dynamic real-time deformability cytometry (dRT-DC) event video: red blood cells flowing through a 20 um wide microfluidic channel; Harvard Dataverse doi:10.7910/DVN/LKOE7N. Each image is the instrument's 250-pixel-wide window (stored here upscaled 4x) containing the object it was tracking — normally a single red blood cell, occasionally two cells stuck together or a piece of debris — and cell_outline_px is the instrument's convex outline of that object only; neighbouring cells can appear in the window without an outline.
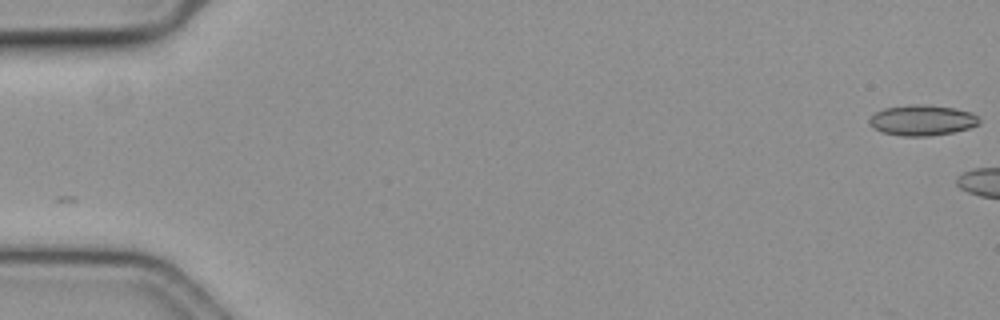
{"species": "common noctule bat (a hibernating species)", "species_latin": "Nyctalus noctula", "temperature_condition": "cold", "stored_images_in_passage": 6, "camera_frame_rate_fps": 3000, "um_per_image_px": 0.085, "animal": {"sex": "female", "body_mass_g": 19.3, "forearm_length_mm": 54.1}, "frame": {"image": 1, "passage_image": 1, "time_ms": 0.0, "image_size_px": [1000, 320], "cell_outline_px": [[980, 124], [968, 128], [952, 132], [928, 136], [900, 136], [880, 132], [868, 124], [868, 120], [876, 112], [884, 108], [916, 104], [952, 108], [972, 112], [980, 120]], "centroid_in_image_um": [78.35, 10.23], "position_along_channel_um": 6.6, "area_um2": 19.42}}